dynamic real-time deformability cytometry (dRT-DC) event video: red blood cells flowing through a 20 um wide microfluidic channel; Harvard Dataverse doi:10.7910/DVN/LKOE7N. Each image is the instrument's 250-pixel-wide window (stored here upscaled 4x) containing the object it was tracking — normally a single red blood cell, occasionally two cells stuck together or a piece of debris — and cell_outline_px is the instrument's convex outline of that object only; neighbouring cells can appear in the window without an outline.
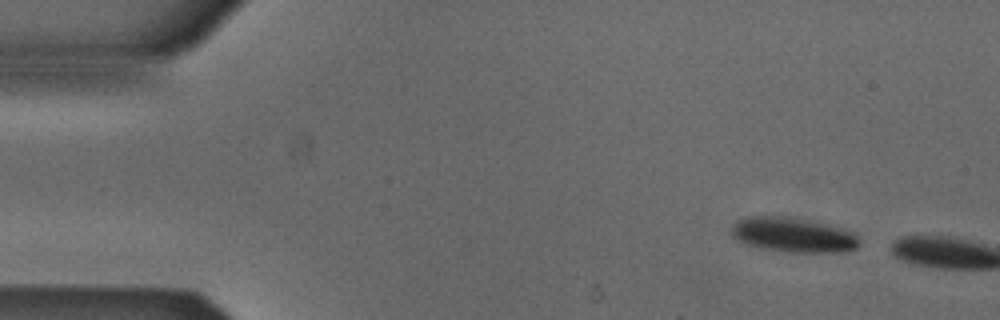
{"species": "Egyptian fruit bat (a non-hibernating species)", "species_latin": "Rousettus aegyptiacus", "temperature_condition": "cold", "stored_images_in_passage": 2, "camera_frame_rate_fps": 3000, "um_per_image_px": 0.085, "animal": {"sex": "male"}, "frame": {"image": 1, "passage_image": 1, "time_ms": 0.0, "image_size_px": [1000, 320], "cell_outline_px": [[860, 244], [856, 248], [848, 252], [788, 252], [760, 248], [736, 240], [732, 236], [732, 228], [736, 220], [748, 216], [796, 216], [828, 224], [856, 232], [860, 240]], "centroid_in_image_um": [67.47, 19.95], "position_along_channel_um": 17.5, "area_um2": 26.47}}